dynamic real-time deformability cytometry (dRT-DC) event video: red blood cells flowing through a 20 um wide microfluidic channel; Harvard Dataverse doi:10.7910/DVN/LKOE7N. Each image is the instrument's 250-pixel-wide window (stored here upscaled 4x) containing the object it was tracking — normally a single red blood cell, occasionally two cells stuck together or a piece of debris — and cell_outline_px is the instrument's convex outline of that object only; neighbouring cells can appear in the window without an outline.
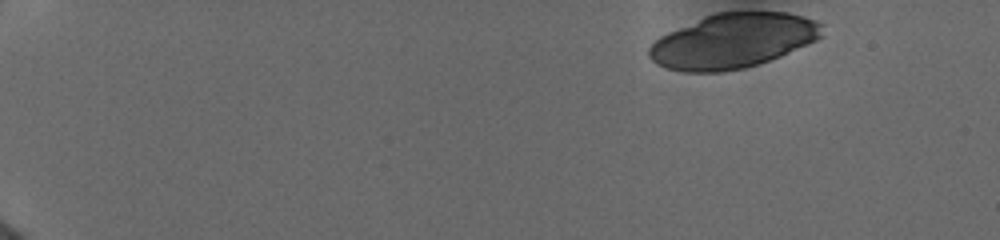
{"species": "human", "species_latin": "Homo sapiens", "temperature_condition": "cold", "stored_images_in_passage": 11, "camera_frame_rate_fps": 3000, "um_per_image_px": 0.085, "donor": {"sex": "female"}, "frame": {"image": 1, "passage_image": 1, "time_ms": 0.0, "image_size_px": [1000, 240], "cell_outline_px": [[824, 24], [820, 36], [816, 40], [780, 56], [760, 64], [744, 68], [720, 72], [684, 72], [668, 68], [656, 64], [648, 56], [648, 48], [660, 36], [668, 32], [704, 16], [716, 12], [788, 12], [816, 20]], "centroid_in_image_um": [62.29, 3.47], "position_along_channel_um": 22.7, "area_um2": 55.08}}
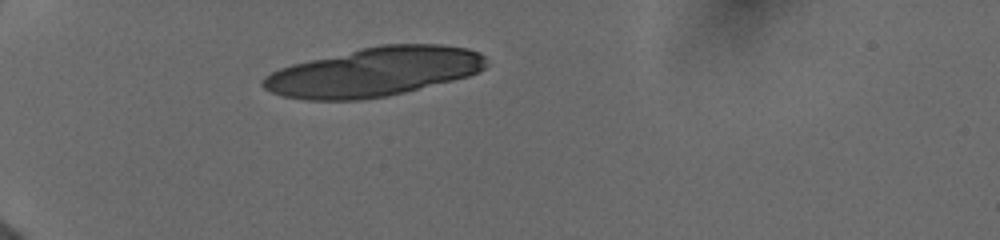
{"frame": {"image": 2, "passage_image": 8, "time_ms": 3.667, "image_size_px": [1000, 240], "cell_outline_px": [[488, 64], [480, 72], [468, 76], [388, 96], [360, 100], [304, 100], [284, 96], [272, 92], [264, 88], [260, 84], [260, 80], [264, 76], [280, 68], [292, 64], [360, 48], [380, 44], [440, 44], [468, 48], [480, 52], [484, 56]], "centroid_in_image_um": [31.8, 6.11], "position_along_channel_um": 53.2, "area_um2": 63.87}}